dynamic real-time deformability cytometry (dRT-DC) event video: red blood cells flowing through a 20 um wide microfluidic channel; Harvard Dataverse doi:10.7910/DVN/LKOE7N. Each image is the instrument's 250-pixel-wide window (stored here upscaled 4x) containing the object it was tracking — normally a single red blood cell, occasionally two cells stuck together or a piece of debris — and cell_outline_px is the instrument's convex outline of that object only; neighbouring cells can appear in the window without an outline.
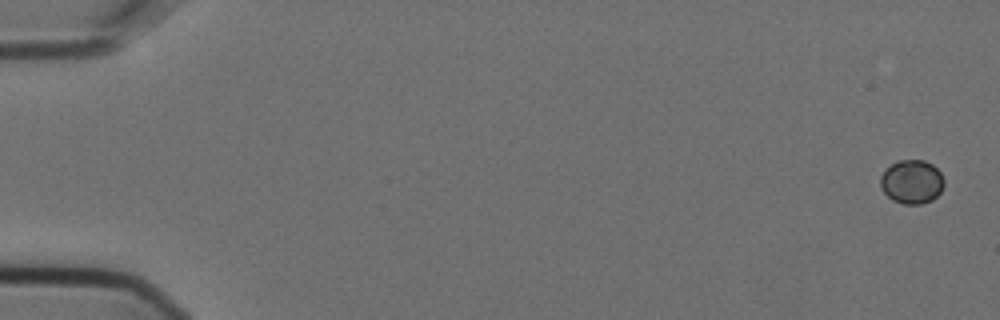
{"species": "Egyptian fruit bat (a non-hibernating species)", "species_latin": "Rousettus aegyptiacus", "temperature_condition": "cold", "stored_images_in_passage": 5, "camera_frame_rate_fps": 3000, "um_per_image_px": 0.085, "animal": {"sex": "female"}, "frame": {"image": 1, "passage_image": 1, "time_ms": 0.0, "image_size_px": [1000, 320], "cell_outline_px": [[944, 184], [940, 192], [932, 200], [920, 204], [904, 204], [892, 200], [884, 192], [880, 184], [880, 176], [892, 164], [900, 160], [924, 160], [932, 164], [940, 172], [944, 180]], "centroid_in_image_um": [77.51, 15.46], "position_along_channel_um": 7.5, "area_um2": 16.13}}
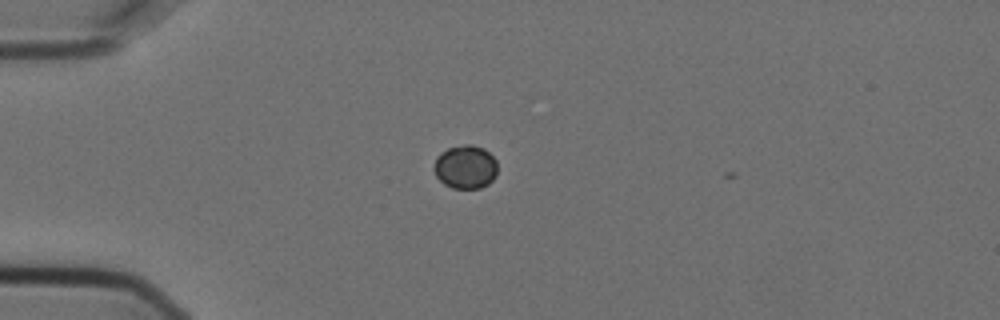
{"frame": {"image": 2, "passage_image": 4, "time_ms": 1.0, "image_size_px": [1000, 320], "cell_outline_px": [[496, 176], [488, 184], [480, 188], [452, 188], [444, 184], [436, 176], [432, 168], [436, 156], [440, 152], [448, 148], [464, 144], [472, 144], [484, 148], [496, 160]], "centroid_in_image_um": [39.53, 14.18], "position_along_channel_um": 45.5, "area_um2": 16.3}}